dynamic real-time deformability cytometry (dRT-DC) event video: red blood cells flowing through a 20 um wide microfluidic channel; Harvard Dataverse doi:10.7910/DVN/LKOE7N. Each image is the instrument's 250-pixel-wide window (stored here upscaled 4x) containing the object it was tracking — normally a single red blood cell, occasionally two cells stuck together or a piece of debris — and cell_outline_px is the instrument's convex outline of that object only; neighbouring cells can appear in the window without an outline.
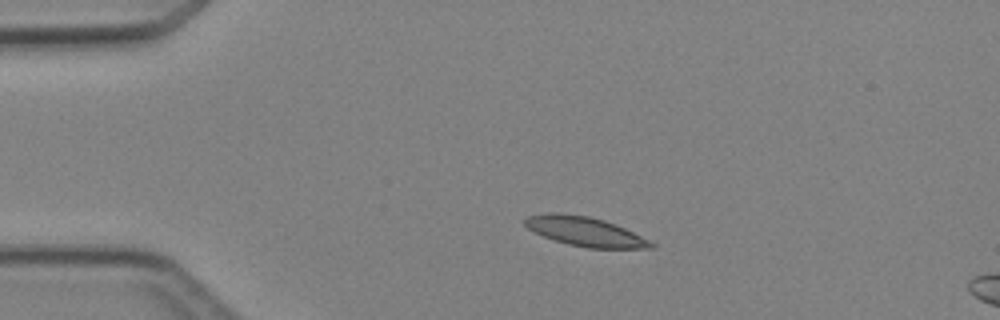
{"species": "Egyptian fruit bat (a non-hibernating species)", "species_latin": "Rousettus aegyptiacus", "temperature_condition": "cold", "stored_images_in_passage": 3, "camera_frame_rate_fps": 3000, "um_per_image_px": 0.085, "animal": {"sex": "female"}, "frame": {"image": 1, "passage_image": 1, "time_ms": 0.0, "image_size_px": [1000, 320], "cell_outline_px": [[656, 248], [588, 248], [568, 244], [544, 236], [528, 228], [524, 224], [524, 220], [528, 216], [552, 212], [556, 212], [588, 216], [604, 220], [624, 228], [656, 244]], "centroid_in_image_um": [49.73, 19.68], "position_along_channel_um": 35.3, "area_um2": 21.21}}